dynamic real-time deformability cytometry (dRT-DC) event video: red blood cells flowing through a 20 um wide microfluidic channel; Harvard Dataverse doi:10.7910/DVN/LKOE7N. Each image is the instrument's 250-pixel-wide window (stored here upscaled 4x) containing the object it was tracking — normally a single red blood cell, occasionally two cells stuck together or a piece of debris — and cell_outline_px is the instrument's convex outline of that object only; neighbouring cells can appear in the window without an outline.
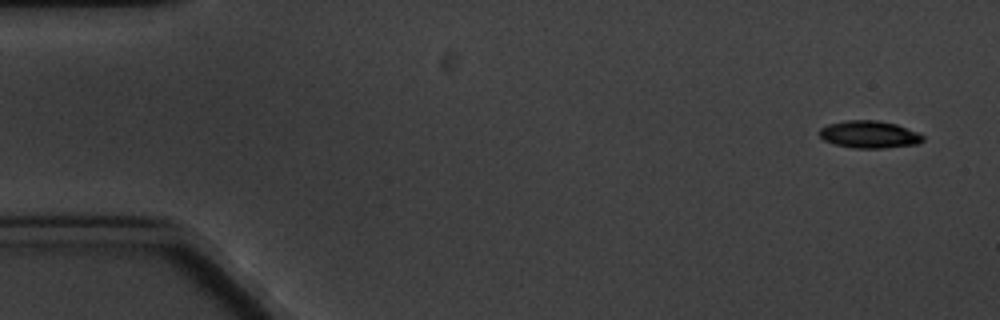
{"species": "common noctule bat (a hibernating species)", "species_latin": "Nyctalus noctula", "temperature_condition": "cold", "stored_images_in_passage": 5, "camera_frame_rate_fps": 3000, "um_per_image_px": 0.085, "animal": {"sex": "male", "body_mass_g": 20.1, "forearm_length_mm": 53.5}, "frame": {"image": 1, "passage_image": 1, "time_ms": 0.0, "image_size_px": [1000, 320], "cell_outline_px": [[924, 140], [916, 144], [884, 148], [856, 148], [836, 144], [824, 140], [816, 132], [820, 128], [828, 124], [848, 120], [880, 120], [896, 124], [916, 132], [924, 136]], "centroid_in_image_um": [73.86, 11.42], "position_along_channel_um": 11.1, "area_um2": 16.42}}
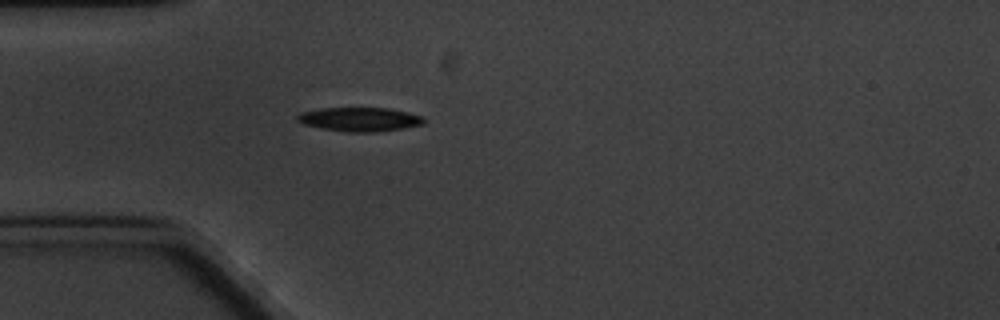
{"frame": {"image": 2, "passage_image": 5, "time_ms": 4.667, "image_size_px": [1000, 320], "cell_outline_px": [[424, 124], [400, 128], [372, 132], [348, 132], [324, 128], [304, 124], [296, 120], [296, 116], [300, 112], [320, 108], [388, 108], [408, 112], [424, 116]], "centroid_in_image_um": [30.56, 10.13], "position_along_channel_um": 54.4, "area_um2": 17.51}}